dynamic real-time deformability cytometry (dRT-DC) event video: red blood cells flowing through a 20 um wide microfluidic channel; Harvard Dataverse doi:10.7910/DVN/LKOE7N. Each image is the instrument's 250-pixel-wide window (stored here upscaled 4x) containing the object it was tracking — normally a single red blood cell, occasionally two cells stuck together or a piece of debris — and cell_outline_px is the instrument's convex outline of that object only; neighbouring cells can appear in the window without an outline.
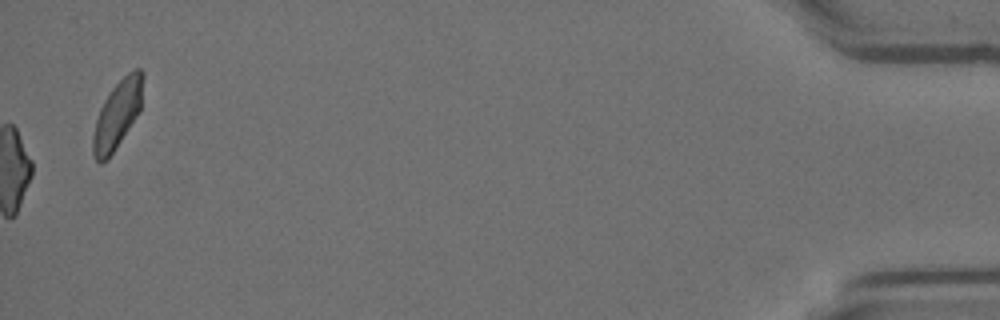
{"species": "Egyptian fruit bat (a non-hibernating species)", "species_latin": "Rousettus aegyptiacus", "temperature_condition": "room temperature", "stored_images_in_passage": 37, "camera_frame_rate_fps": 3000, "um_per_image_px": 0.085, "animal": {"sex": "female"}, "frame": {"image": 1, "passage_image": 37, "time_ms": 12.0, "image_size_px": [1000, 320], "cell_outline_px": [[144, 76], [140, 112], [112, 152], [100, 164], [92, 156], [92, 136], [96, 120], [100, 108], [104, 100], [112, 88], [128, 72], [136, 68], [140, 68], [144, 72]], "centroid_in_image_um": [9.98, 9.69], "position_along_channel_um": 425.2, "area_um2": 19.65}}